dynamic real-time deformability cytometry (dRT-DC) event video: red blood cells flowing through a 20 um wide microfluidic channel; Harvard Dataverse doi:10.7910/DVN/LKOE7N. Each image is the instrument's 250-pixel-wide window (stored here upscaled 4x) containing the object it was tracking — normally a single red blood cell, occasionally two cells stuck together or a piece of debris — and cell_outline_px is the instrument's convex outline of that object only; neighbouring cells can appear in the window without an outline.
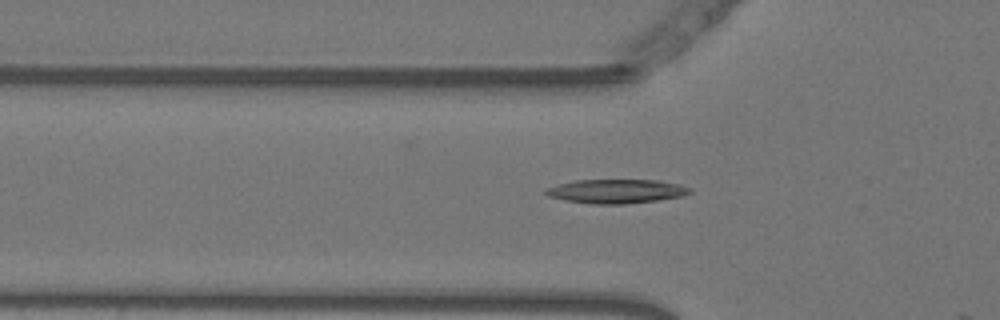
{"species": "Egyptian fruit bat (a non-hibernating species)", "species_latin": "Rousettus aegyptiacus", "temperature_condition": "warm", "stored_images_in_passage": 14, "camera_frame_rate_fps": 3000, "um_per_image_px": 0.085, "animal": {"sex": "female"}, "frame": {"image": 1, "passage_image": 11, "time_ms": 3.333, "image_size_px": [1000, 320], "cell_outline_px": [[692, 192], [684, 196], [656, 200], [624, 204], [592, 204], [564, 200], [548, 196], [544, 192], [544, 188], [576, 180], [656, 180], [680, 184], [692, 188]], "centroid_in_image_um": [52.4, 16.26], "position_along_channel_um": 73.4, "area_um2": 20.23}}